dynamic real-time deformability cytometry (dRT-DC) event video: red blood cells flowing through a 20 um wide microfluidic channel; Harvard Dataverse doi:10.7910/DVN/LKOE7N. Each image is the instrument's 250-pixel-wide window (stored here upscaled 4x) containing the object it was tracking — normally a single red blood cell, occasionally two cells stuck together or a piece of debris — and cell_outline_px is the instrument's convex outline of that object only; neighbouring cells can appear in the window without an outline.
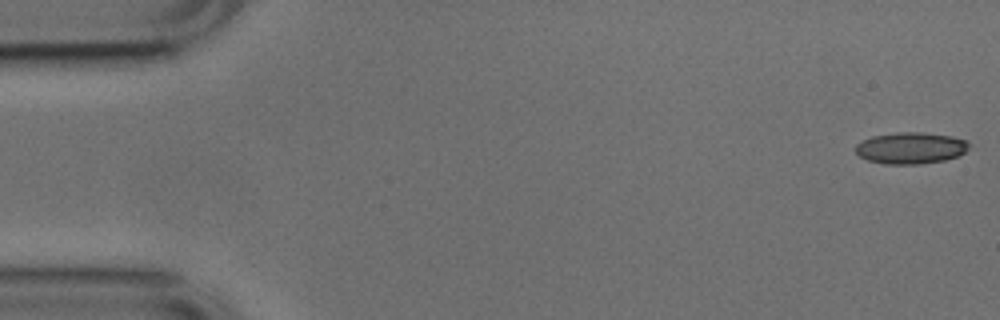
{"species": "common noctule bat (a hibernating species)", "species_latin": "Nyctalus noctula", "temperature_condition": "cold", "stored_images_in_passage": 52, "camera_frame_rate_fps": 3000, "um_per_image_px": 0.085, "animal": {"sex": "male", "body_mass_g": 17.9, "forearm_length_mm": 54.2}, "frame": {"image": 1, "passage_image": 1, "time_ms": 0.0, "image_size_px": [1000, 320], "cell_outline_px": [[968, 148], [964, 152], [956, 156], [944, 160], [920, 164], [884, 164], [868, 160], [860, 156], [856, 152], [856, 144], [872, 136], [896, 132], [920, 132], [952, 136], [968, 140]], "centroid_in_image_um": [77.41, 12.58], "position_along_channel_um": 7.6, "area_um2": 20.75}}
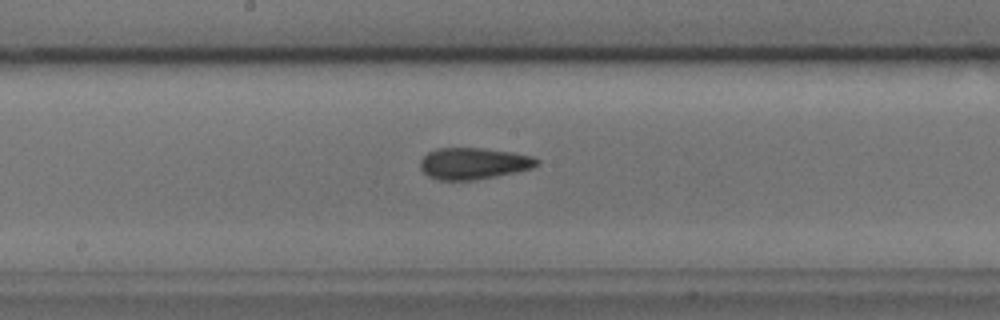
{"frame": {"image": 2, "passage_image": 27, "time_ms": 8.667, "image_size_px": [1000, 320], "cell_outline_px": [[540, 164], [532, 168], [516, 172], [476, 180], [440, 180], [428, 176], [420, 168], [420, 160], [428, 152], [436, 148], [484, 148], [512, 152], [532, 156], [540, 160]], "centroid_in_image_um": [40.26, 13.89], "position_along_channel_um": 207.9, "area_um2": 21.56}}
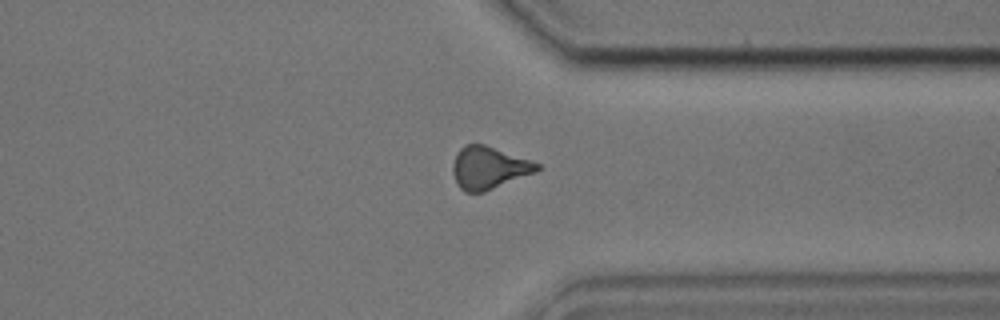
{"frame": {"image": 3, "passage_image": 40, "time_ms": 13.0, "image_size_px": [1000, 320], "cell_outline_px": [[540, 168], [536, 172], [484, 192], [464, 192], [456, 184], [452, 172], [452, 164], [460, 148], [464, 144], [484, 144], [540, 164]], "centroid_in_image_um": [41.51, 14.27], "position_along_channel_um": 369.9, "area_um2": 20.69}, "authors_computed_cell_mechanics": {"area_um2": 20.6346, "velocity_mm_per_s": 3.7795, "shape_relaxation_time_tau1_ms": null, "shape_relaxation_time_tau2_ms": 2.2697, "deformation_change_tau1": null, "deformation_change_tau2": 0.0914}}